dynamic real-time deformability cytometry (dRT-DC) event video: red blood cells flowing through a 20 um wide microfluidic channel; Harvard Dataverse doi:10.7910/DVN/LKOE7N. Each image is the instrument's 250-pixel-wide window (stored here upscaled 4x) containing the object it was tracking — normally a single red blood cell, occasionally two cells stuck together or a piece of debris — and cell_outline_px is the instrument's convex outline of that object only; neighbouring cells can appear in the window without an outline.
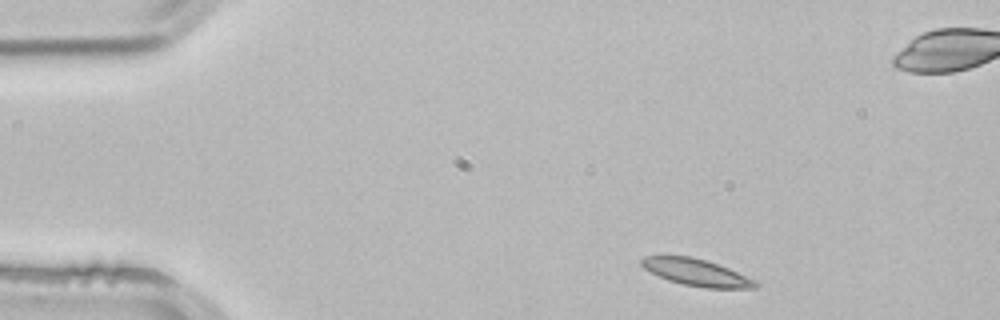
{"species": "common noctule bat (a hibernating species)", "species_latin": "Nyctalus noctula", "temperature_condition": "room temperature", "stored_images_in_passage": 3, "segment_of_instrument_passage": [1, 2], "camera_frame_rate_fps": 3000, "um_per_image_px": 0.085, "animal": {"sex": "male", "body_mass_g": 21.5, "forearm_length_mm": 52.0}, "frame": {"image": 1, "passage_image": 1, "time_ms": 0.0, "image_size_px": [1000, 320], "cell_outline_px": [[760, 284], [756, 288], [704, 288], [684, 284], [668, 280], [644, 268], [640, 264], [640, 260], [644, 256], [692, 256], [728, 268], [756, 280]], "centroid_in_image_um": [59.21, 23.16], "position_along_channel_um": 25.8, "area_um2": 17.63}}